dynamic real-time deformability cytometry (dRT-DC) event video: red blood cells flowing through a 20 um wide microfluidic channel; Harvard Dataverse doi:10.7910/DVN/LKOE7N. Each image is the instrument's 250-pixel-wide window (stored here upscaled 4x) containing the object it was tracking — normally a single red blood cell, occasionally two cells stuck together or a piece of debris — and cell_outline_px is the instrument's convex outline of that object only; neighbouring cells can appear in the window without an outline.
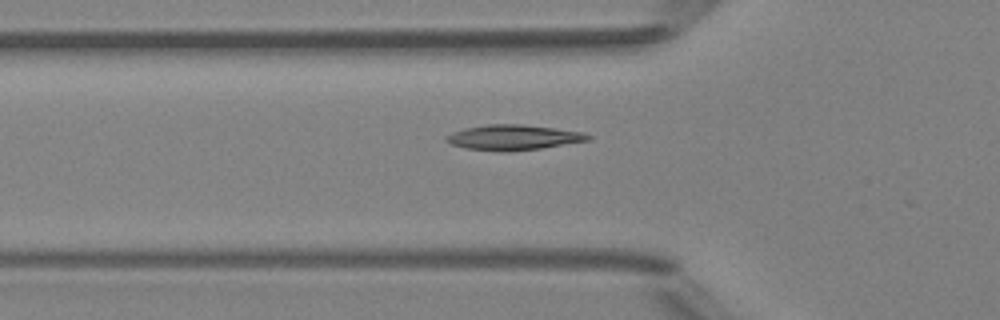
{"species": "Egyptian fruit bat (a non-hibernating species)", "species_latin": "Rousettus aegyptiacus", "temperature_condition": "room temperature", "stored_images_in_passage": 21, "camera_frame_rate_fps": 3000, "um_per_image_px": 0.085, "animal": {"sex": "female"}, "frame": {"image": 1, "passage_image": 17, "time_ms": 5.333, "image_size_px": [1000, 320], "cell_outline_px": [[592, 136], [588, 140], [540, 148], [508, 152], [504, 152], [464, 148], [452, 144], [444, 140], [444, 136], [452, 132], [464, 128], [488, 124], [520, 124], [556, 128], [584, 132]], "centroid_in_image_um": [43.59, 11.68], "position_along_channel_um": 82.2, "area_um2": 20.87}}
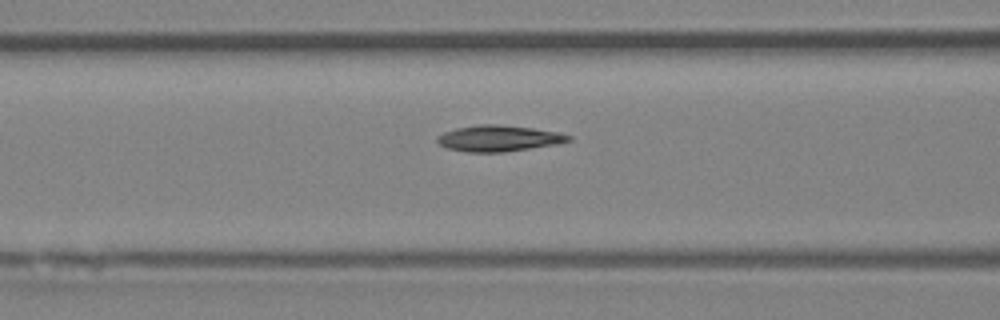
{"frame": {"image": 2, "passage_image": 20, "time_ms": 6.333, "image_size_px": [1000, 320], "cell_outline_px": [[572, 140], [556, 144], [504, 152], [464, 152], [448, 148], [440, 144], [436, 140], [436, 136], [444, 132], [456, 128], [480, 124], [496, 124], [532, 128], [560, 132], [572, 136]], "centroid_in_image_um": [42.39, 11.76], "position_along_channel_um": 124.2, "area_um2": 19.94}}